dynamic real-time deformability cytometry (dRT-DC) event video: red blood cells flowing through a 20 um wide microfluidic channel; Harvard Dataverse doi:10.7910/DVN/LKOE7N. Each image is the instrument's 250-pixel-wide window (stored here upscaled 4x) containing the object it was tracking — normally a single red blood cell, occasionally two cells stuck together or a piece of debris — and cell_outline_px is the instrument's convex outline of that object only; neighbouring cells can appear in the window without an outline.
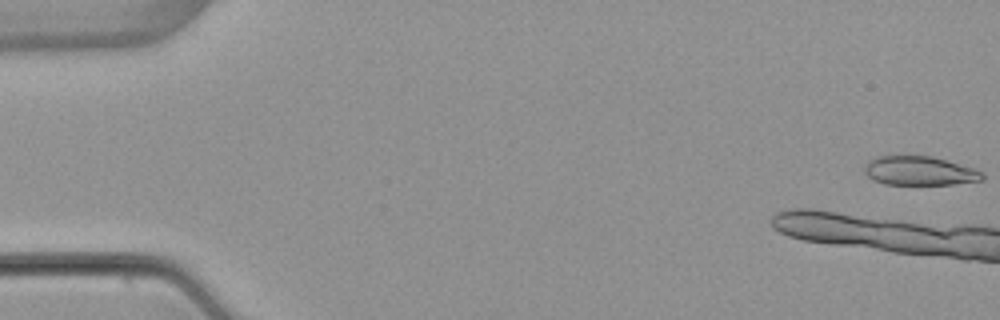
{"species": "common noctule bat (a hibernating species)", "species_latin": "Nyctalus noctula", "temperature_condition": "warm", "stored_images_in_passage": 4, "camera_frame_rate_fps": 3000, "um_per_image_px": 0.085, "animal": {"sex": "female", "body_mass_g": 22.7, "forearm_length_mm": 54.2}, "frame": {"image": 1, "passage_image": 1, "time_ms": 0.0, "image_size_px": [1000, 320], "cell_outline_px": [[984, 180], [952, 184], [884, 184], [872, 180], [864, 172], [864, 168], [868, 160], [876, 156], [888, 152], [908, 152], [932, 156], [948, 160], [984, 172]], "centroid_in_image_um": [78.07, 14.44], "position_along_channel_um": 6.9, "area_um2": 21.1}}